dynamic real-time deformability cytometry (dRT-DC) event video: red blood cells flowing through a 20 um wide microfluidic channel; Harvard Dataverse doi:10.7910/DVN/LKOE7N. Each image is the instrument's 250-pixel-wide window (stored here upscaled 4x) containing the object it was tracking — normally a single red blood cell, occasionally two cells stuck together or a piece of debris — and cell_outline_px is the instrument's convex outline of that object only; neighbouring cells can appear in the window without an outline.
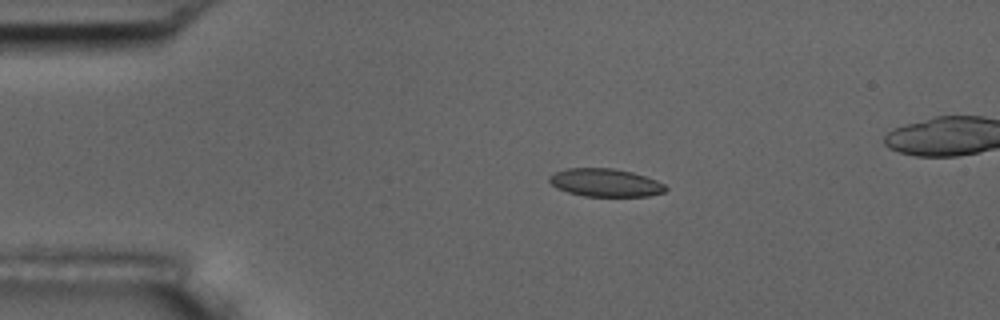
{"species": "common noctule bat (a hibernating species)", "species_latin": "Nyctalus noctula", "temperature_condition": "room temperature", "stored_images_in_passage": 6, "segment_of_instrument_passage": [1, 2], "camera_frame_rate_fps": 3000, "um_per_image_px": 0.085, "animal": {"sex": "male", "body_mass_g": 17.5, "forearm_length_mm": 52.3}, "frame": {"image": 1, "passage_image": 4, "time_ms": 1.0, "image_size_px": [1000, 320], "cell_outline_px": [[668, 188], [664, 192], [648, 196], [584, 196], [568, 192], [556, 188], [548, 180], [548, 176], [552, 172], [564, 168], [612, 168], [632, 172], [656, 180], [664, 184]], "centroid_in_image_um": [51.41, 15.52], "position_along_channel_um": 33.6, "area_um2": 19.07}}